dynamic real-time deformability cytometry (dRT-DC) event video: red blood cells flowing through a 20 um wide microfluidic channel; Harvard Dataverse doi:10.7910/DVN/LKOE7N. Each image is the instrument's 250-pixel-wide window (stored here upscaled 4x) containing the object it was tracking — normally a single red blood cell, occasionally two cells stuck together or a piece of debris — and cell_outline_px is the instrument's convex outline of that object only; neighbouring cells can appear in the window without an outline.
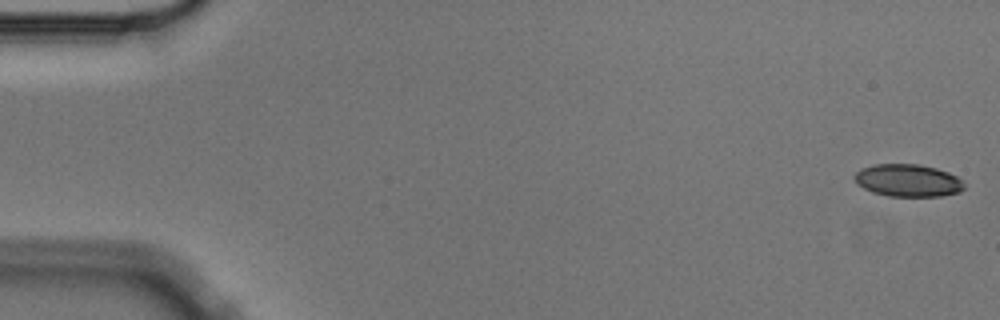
{"species": "Egyptian fruit bat (a non-hibernating species)", "species_latin": "Rousettus aegyptiacus", "temperature_condition": "cold", "stored_images_in_passage": 3, "camera_frame_rate_fps": 3000, "um_per_image_px": 0.085, "animal": {"sex": "male"}, "frame": {"image": 1, "passage_image": 1, "time_ms": 0.0, "image_size_px": [1000, 320], "cell_outline_px": [[964, 188], [960, 192], [940, 196], [888, 196], [872, 192], [856, 184], [856, 172], [860, 168], [872, 164], [920, 164], [936, 168], [948, 172], [956, 176], [964, 184]], "centroid_in_image_um": [77.16, 15.33], "position_along_channel_um": 7.8, "area_um2": 20.75}}